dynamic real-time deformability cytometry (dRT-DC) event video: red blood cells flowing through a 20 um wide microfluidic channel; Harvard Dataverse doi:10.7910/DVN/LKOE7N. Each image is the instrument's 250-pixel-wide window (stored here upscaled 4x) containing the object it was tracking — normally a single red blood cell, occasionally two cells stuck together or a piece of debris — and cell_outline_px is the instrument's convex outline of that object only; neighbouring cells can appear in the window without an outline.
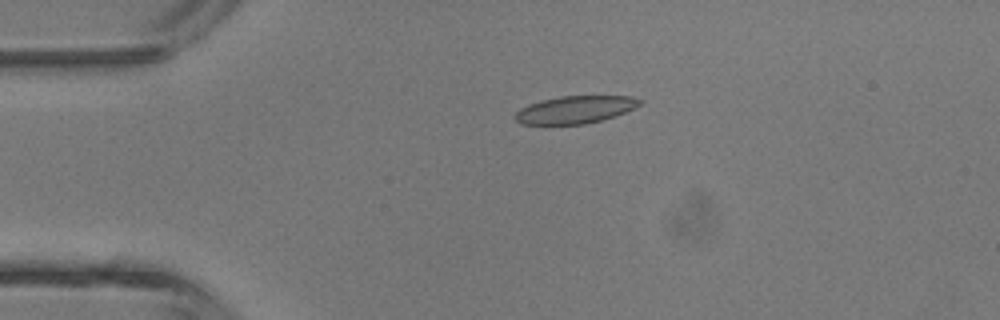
{"species": "common noctule bat (a hibernating species)", "species_latin": "Nyctalus noctula", "temperature_condition": "room temperature", "stored_images_in_passage": 3, "camera_frame_rate_fps": 3000, "um_per_image_px": 0.085, "animal": {"sex": "male", "body_mass_g": 13.3}, "frame": {"image": 1, "passage_image": 2, "time_ms": 1.0, "image_size_px": [1000, 320], "cell_outline_px": [[644, 100], [636, 108], [616, 116], [584, 124], [520, 124], [516, 120], [516, 112], [520, 108], [528, 104], [540, 100], [560, 96], [632, 96]], "centroid_in_image_um": [48.92, 9.31], "position_along_channel_um": 36.1, "area_um2": 20.06}}